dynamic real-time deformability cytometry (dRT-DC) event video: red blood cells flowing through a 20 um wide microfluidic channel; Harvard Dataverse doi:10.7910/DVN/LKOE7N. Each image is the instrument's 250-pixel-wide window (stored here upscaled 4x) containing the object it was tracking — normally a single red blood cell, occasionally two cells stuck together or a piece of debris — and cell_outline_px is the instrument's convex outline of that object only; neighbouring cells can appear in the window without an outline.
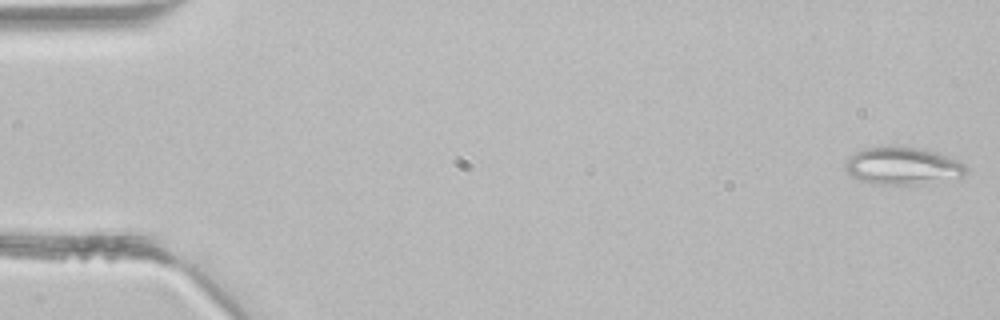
{"species": "common noctule bat (a hibernating species)", "species_latin": "Nyctalus noctula", "temperature_condition": "room temperature", "stored_images_in_passage": 3, "camera_frame_rate_fps": 3000, "um_per_image_px": 0.085, "animal": {"sex": "male", "body_mass_g": 21.5, "forearm_length_mm": 52.0}, "frame": {"image": 1, "passage_image": 1, "time_ms": 0.0, "image_size_px": [1000, 320], "cell_outline_px": [[968, 172], [960, 176], [912, 184], [872, 184], [860, 180], [852, 176], [844, 168], [844, 164], [848, 156], [864, 148], [920, 148], [936, 152], [948, 156], [964, 164], [968, 168]], "centroid_in_image_um": [76.67, 14.11], "position_along_channel_um": 8.3, "area_um2": 25.61}}